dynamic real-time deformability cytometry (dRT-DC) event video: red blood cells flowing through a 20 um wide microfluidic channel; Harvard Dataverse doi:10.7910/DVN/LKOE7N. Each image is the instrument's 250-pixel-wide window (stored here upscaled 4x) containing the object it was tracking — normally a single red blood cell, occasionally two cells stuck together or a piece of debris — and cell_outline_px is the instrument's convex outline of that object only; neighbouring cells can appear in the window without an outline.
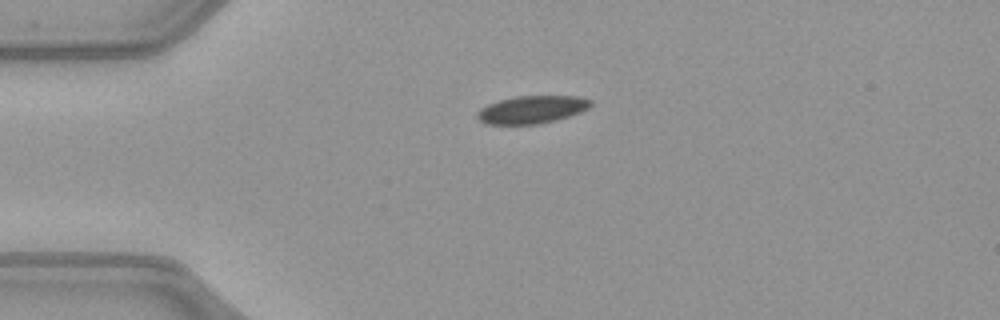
{"species": "common noctule bat (a hibernating species)", "species_latin": "Nyctalus noctula", "temperature_condition": "warm", "stored_images_in_passage": 40, "camera_frame_rate_fps": 3000, "um_per_image_px": 0.085, "animal": {"sex": "female", "body_mass_g": 21.9}, "frame": {"image": 1, "passage_image": 1, "time_ms": 0.0, "image_size_px": [1000, 320], "cell_outline_px": [[592, 104], [588, 108], [580, 112], [556, 120], [540, 124], [484, 124], [476, 116], [476, 112], [480, 108], [488, 104], [500, 100], [516, 96], [576, 96], [592, 100]], "centroid_in_image_um": [45.19, 9.31], "position_along_channel_um": 39.8, "area_um2": 18.32}}
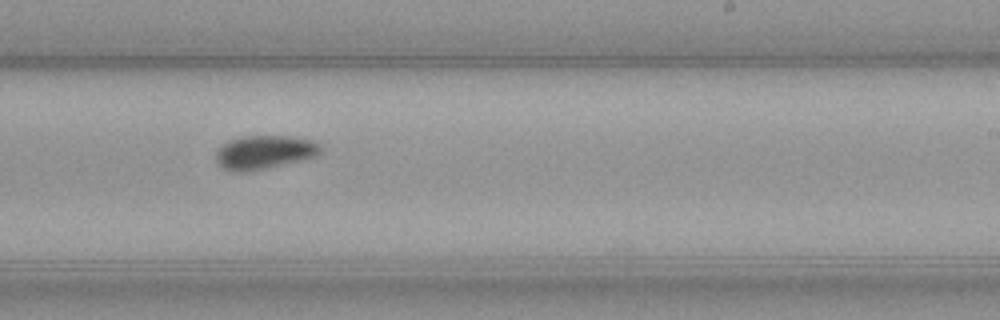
{"frame": {"image": 2, "passage_image": 20, "time_ms": 6.333, "image_size_px": [1000, 320], "cell_outline_px": [[320, 152], [316, 156], [300, 160], [248, 172], [232, 172], [224, 168], [216, 160], [216, 152], [228, 140], [240, 136], [292, 136], [312, 140], [320, 144]], "centroid_in_image_um": [22.46, 12.93], "position_along_channel_um": 266.5, "area_um2": 20.4}}
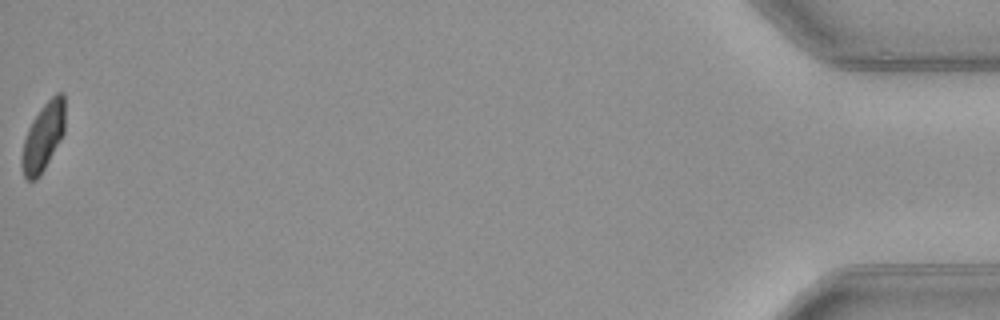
{"frame": {"image": 3, "passage_image": 40, "time_ms": 13.0, "image_size_px": [1000, 320], "cell_outline_px": [[64, 132], [60, 140], [40, 176], [36, 180], [28, 180], [24, 176], [20, 164], [20, 160], [24, 140], [28, 128], [32, 120], [40, 108], [56, 92], [64, 92]], "centroid_in_image_um": [3.65, 11.63], "position_along_channel_um": 431.5, "area_um2": 17.11}, "authors_computed_cell_mechanics": {"area_um2": 19.0451, "velocity_mm_per_s": 4.0476, "shape_relaxation_time_tau1_ms": 6.4791, "shape_relaxation_time_tau2_ms": null, "deformation_change_tau1": 0.1465, "deformation_change_tau2": null}}